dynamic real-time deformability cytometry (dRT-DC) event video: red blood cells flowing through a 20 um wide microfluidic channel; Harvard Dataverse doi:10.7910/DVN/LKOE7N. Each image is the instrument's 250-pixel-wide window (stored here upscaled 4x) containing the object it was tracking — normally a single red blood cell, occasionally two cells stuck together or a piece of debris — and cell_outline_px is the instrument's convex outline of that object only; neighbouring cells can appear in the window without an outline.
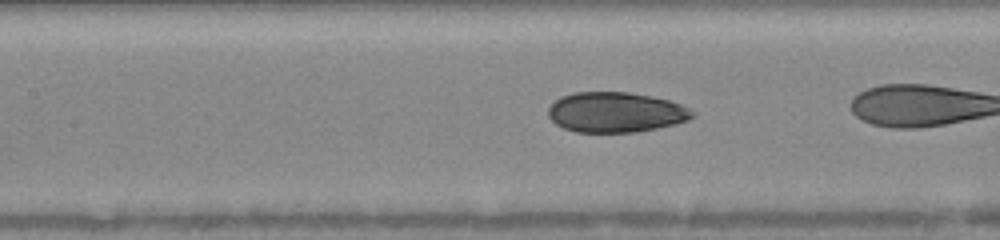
{"species": "human", "species_latin": "Homo sapiens", "temperature_condition": "warm", "stored_images_in_passage": 26, "camera_frame_rate_fps": 3000, "um_per_image_px": 0.085, "donor": {"sex": "female"}, "frame": {"image": 1, "passage_image": 12, "time_ms": 4.333, "image_size_px": [1000, 240], "cell_outline_px": [[696, 112], [688, 120], [676, 124], [636, 132], [576, 132], [564, 128], [556, 124], [548, 116], [548, 108], [560, 96], [572, 92], [628, 92], [652, 96], [668, 100], [680, 104]], "centroid_in_image_um": [52.32, 9.54], "position_along_channel_um": 155.1, "area_um2": 33.81}}